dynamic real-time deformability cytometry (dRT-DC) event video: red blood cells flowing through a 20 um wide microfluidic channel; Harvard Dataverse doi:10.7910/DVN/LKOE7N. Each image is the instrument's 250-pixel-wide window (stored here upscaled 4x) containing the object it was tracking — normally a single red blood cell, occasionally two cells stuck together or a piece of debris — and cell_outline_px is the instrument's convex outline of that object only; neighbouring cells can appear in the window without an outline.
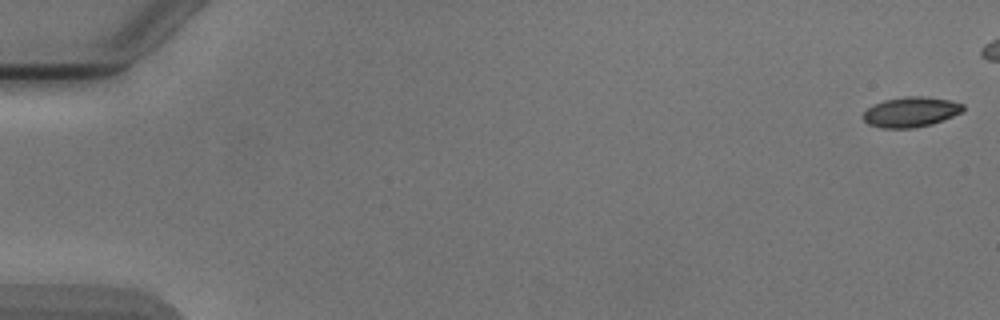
{"species": "Egyptian fruit bat (a non-hibernating species)", "species_latin": "Rousettus aegyptiacus", "temperature_condition": "cold", "stored_images_in_passage": 7, "camera_frame_rate_fps": 3000, "um_per_image_px": 0.085, "animal": {"sex": "male"}, "frame": {"image": 1, "passage_image": 1, "time_ms": 0.0, "image_size_px": [1000, 320], "cell_outline_px": [[964, 108], [960, 112], [952, 116], [932, 124], [912, 128], [880, 128], [868, 124], [864, 120], [864, 112], [872, 104], [884, 100], [908, 96], [924, 96], [948, 100], [964, 104]], "centroid_in_image_um": [77.39, 9.52], "position_along_channel_um": 7.6, "area_um2": 17.4}}
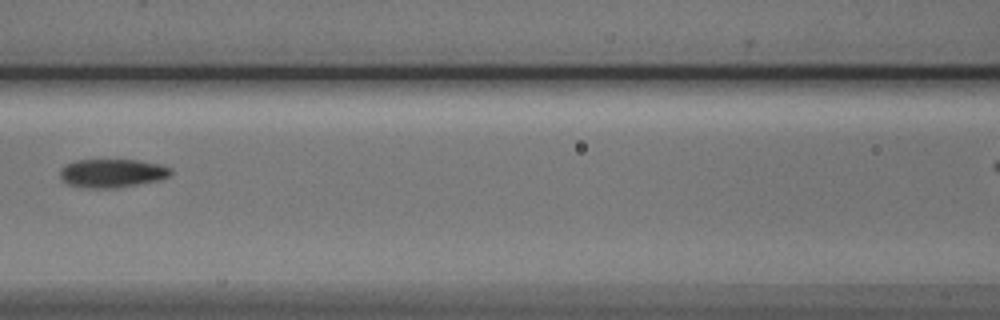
{"frame": {"image": 2, "passage_image": 7, "time_ms": 8.0, "image_size_px": [1000, 320], "cell_outline_px": [[172, 172], [168, 176], [160, 180], [116, 188], [92, 188], [68, 184], [60, 176], [60, 168], [64, 164], [76, 160], [140, 160], [160, 164], [172, 168]], "centroid_in_image_um": [9.55, 14.71], "position_along_channel_um": 157.1, "area_um2": 18.44}}